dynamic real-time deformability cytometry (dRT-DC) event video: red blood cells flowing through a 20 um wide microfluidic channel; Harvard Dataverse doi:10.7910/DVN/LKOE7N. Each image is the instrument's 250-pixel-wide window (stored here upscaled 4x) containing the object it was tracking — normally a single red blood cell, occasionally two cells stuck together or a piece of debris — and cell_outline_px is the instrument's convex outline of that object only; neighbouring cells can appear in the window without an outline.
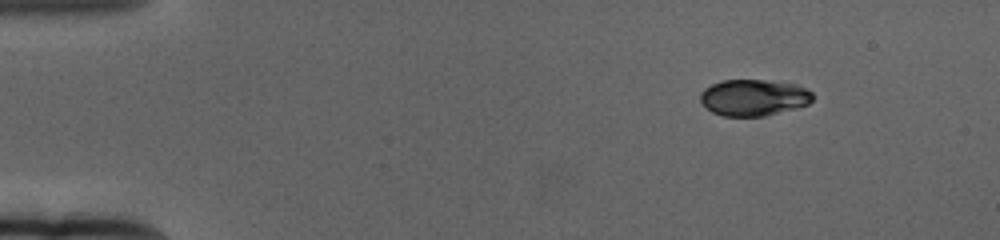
{"species": "human", "species_latin": "Homo sapiens", "temperature_condition": "cold", "stored_images_in_passage": 54, "camera_frame_rate_fps": 3000, "um_per_image_px": 0.085, "donor": {"sex": "female"}, "frame": {"image": 1, "passage_image": 1, "time_ms": 0.0, "image_size_px": [1000, 240], "cell_outline_px": [[812, 100], [808, 104], [796, 108], [764, 116], [724, 116], [712, 112], [700, 100], [700, 92], [704, 88], [712, 84], [724, 80], [764, 80], [796, 84], [812, 92]], "centroid_in_image_um": [64.05, 8.29], "position_along_channel_um": 20.9, "area_um2": 23.7}}
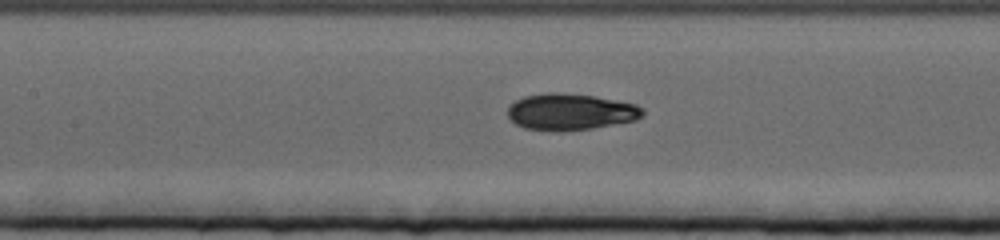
{"frame": {"image": 2, "passage_image": 22, "time_ms": 7.0, "image_size_px": [1000, 240], "cell_outline_px": [[644, 116], [636, 120], [592, 128], [552, 132], [524, 128], [516, 124], [508, 116], [508, 108], [516, 100], [524, 96], [548, 92], [560, 92], [592, 96], [636, 104], [644, 108]], "centroid_in_image_um": [48.49, 9.51], "position_along_channel_um": 158.9, "area_um2": 28.73}}
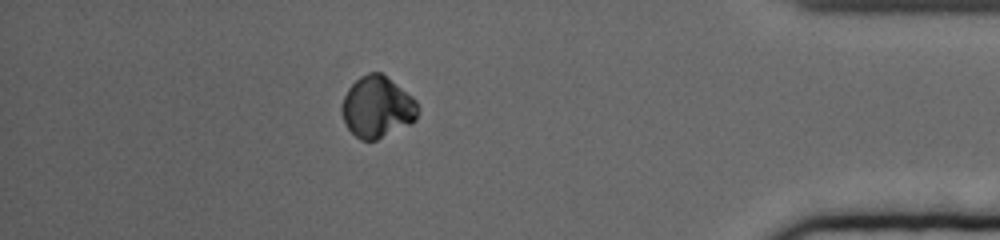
{"frame": {"image": 3, "passage_image": 47, "time_ms": 15.333, "image_size_px": [1000, 240], "cell_outline_px": [[420, 112], [416, 120], [376, 140], [360, 140], [348, 128], [340, 112], [340, 108], [344, 96], [348, 88], [360, 76], [368, 72], [380, 72], [412, 96], [416, 100], [420, 108]], "centroid_in_image_um": [32.06, 9.09], "position_along_channel_um": 403.1, "area_um2": 27.17}, "authors_computed_cell_mechanics": {"area_um2": 27.5128, "velocity_mm_per_s": 3.3646, "shape_relaxation_time_tau1_ms": 2.1793, "shape_relaxation_time_tau2_ms": null, "deformation_change_tau1": 0.0747, "deformation_change_tau2": null}}